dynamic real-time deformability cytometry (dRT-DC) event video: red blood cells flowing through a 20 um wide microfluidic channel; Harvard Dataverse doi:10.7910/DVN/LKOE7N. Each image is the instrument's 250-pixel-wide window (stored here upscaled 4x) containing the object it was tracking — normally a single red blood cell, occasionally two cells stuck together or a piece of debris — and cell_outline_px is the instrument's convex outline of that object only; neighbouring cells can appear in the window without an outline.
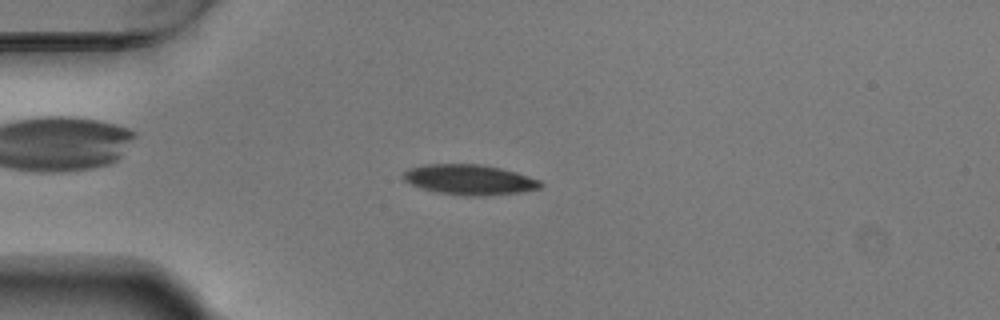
{"species": "Egyptian fruit bat (a non-hibernating species)", "species_latin": "Rousettus aegyptiacus", "temperature_condition": "warm", "stored_images_in_passage": 44, "camera_frame_rate_fps": 3000, "um_per_image_px": 0.085, "animal": {"sex": "male"}, "frame": {"image": 1, "passage_image": 4, "time_ms": 1.0, "image_size_px": [1000, 320], "cell_outline_px": [[544, 184], [540, 188], [520, 192], [484, 196], [464, 196], [436, 192], [412, 184], [404, 180], [404, 172], [408, 168], [424, 164], [480, 164], [500, 168], [516, 172], [540, 180]], "centroid_in_image_um": [39.92, 15.27], "position_along_channel_um": 45.1, "area_um2": 24.1}}
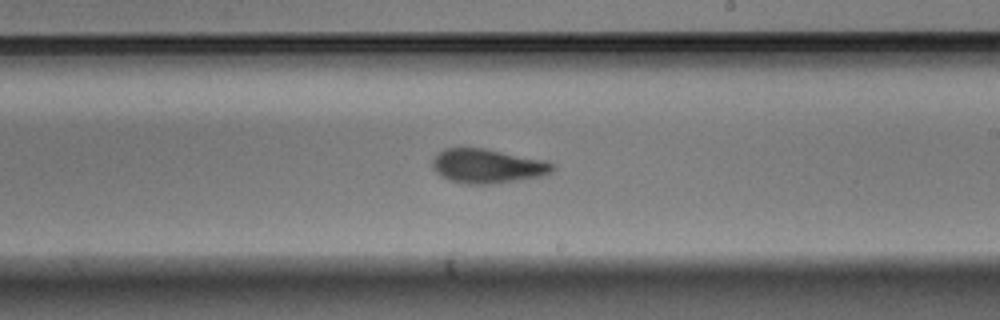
{"frame": {"image": 2, "passage_image": 22, "time_ms": 7.0, "image_size_px": [1000, 320], "cell_outline_px": [[556, 168], [552, 172], [544, 176], [492, 184], [460, 184], [440, 176], [432, 168], [432, 160], [440, 152], [448, 148], [484, 148], [548, 160]], "centroid_in_image_um": [41.47, 14.12], "position_along_channel_um": 247.5, "area_um2": 24.22}}
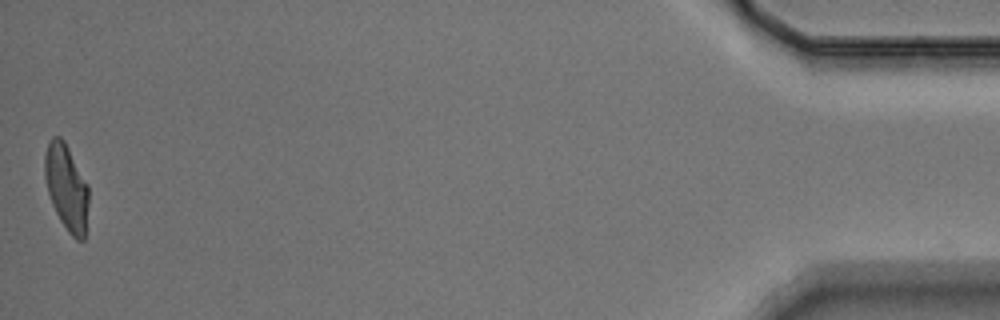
{"frame": {"image": 3, "passage_image": 44, "time_ms": 14.333, "image_size_px": [1000, 320], "cell_outline_px": [[88, 204], [84, 240], [76, 240], [68, 232], [60, 220], [52, 204], [48, 192], [44, 176], [44, 156], [48, 140], [52, 136], [60, 136], [64, 140], [88, 184]], "centroid_in_image_um": [5.64, 15.9], "position_along_channel_um": 429.6, "area_um2": 22.08}, "authors_computed_cell_mechanics": {"area_um2": 23.5824, "velocity_mm_per_s": 3.7235, "shape_relaxation_time_tau1_ms": 3.747, "shape_relaxation_time_tau2_ms": 2.5318, "deformation_change_tau1": 0.1729, "deformation_change_tau2": 0.102}}